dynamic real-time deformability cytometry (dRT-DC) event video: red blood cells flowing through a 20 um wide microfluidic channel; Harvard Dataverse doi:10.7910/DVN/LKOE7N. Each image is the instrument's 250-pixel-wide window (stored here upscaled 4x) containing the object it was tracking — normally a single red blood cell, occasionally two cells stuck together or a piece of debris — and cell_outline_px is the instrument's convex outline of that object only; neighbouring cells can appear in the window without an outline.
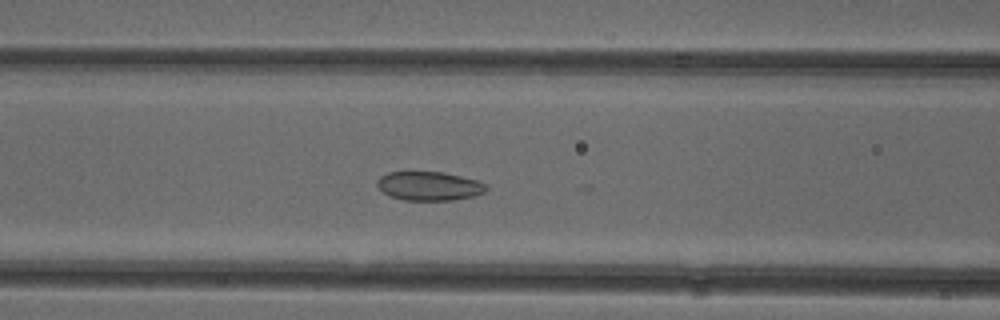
{"species": "common noctule bat (a hibernating species)", "species_latin": "Nyctalus noctula", "temperature_condition": "cold", "stored_images_in_passage": 22, "camera_frame_rate_fps": 3000, "um_per_image_px": 0.085, "animal": {"sex": "female"}, "frame": {"image": 1, "passage_image": 18, "time_ms": 5.667, "image_size_px": [1000, 320], "cell_outline_px": [[488, 188], [484, 192], [476, 196], [452, 200], [404, 200], [392, 196], [384, 192], [376, 184], [376, 180], [380, 176], [388, 172], [444, 172], [476, 180], [484, 184]], "centroid_in_image_um": [36.48, 15.81], "position_along_channel_um": 130.1, "area_um2": 18.26}}
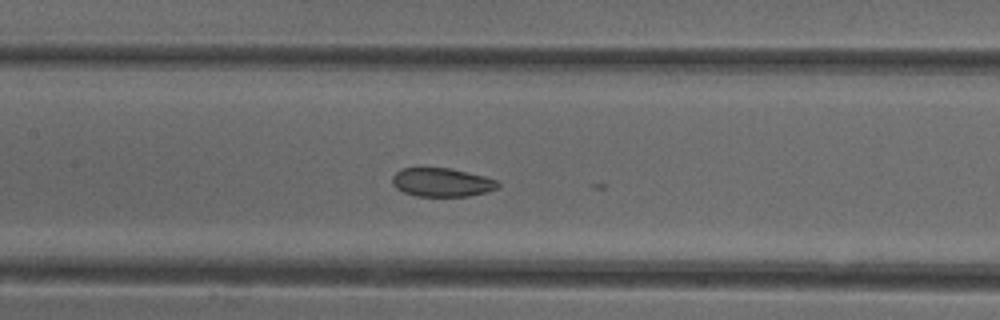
{"frame": {"image": 2, "passage_image": 21, "time_ms": 6.667, "image_size_px": [1000, 320], "cell_outline_px": [[500, 184], [496, 188], [488, 192], [468, 196], [416, 196], [404, 192], [396, 188], [392, 184], [392, 176], [400, 168], [452, 168], [484, 176], [496, 180]], "centroid_in_image_um": [37.54, 15.49], "position_along_channel_um": 169.9, "area_um2": 17.69}}